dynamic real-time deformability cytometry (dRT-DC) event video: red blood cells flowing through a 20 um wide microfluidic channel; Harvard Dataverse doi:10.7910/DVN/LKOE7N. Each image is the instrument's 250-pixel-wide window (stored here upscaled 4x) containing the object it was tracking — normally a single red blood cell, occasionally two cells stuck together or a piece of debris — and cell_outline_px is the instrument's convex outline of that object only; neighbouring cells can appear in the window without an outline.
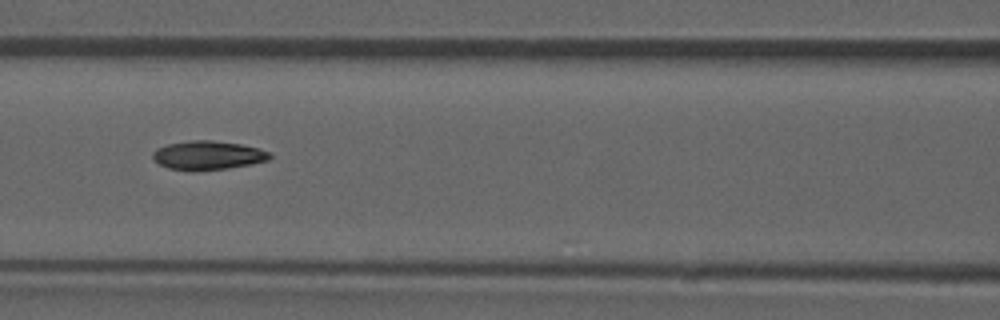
{"species": "common noctule bat (a hibernating species)", "species_latin": "Nyctalus noctula", "temperature_condition": "room temperature", "stored_images_in_passage": 52, "camera_frame_rate_fps": 3000, "um_per_image_px": 0.085, "animal": {"sex": "male", "forearm_length_mm": 52.5}, "frame": {"image": 1, "passage_image": 23, "time_ms": 7.333, "image_size_px": [1000, 320], "cell_outline_px": [[272, 156], [268, 160], [252, 164], [228, 168], [188, 172], [168, 168], [152, 160], [152, 152], [156, 148], [168, 144], [192, 140], [212, 140], [240, 144], [260, 148], [268, 152]], "centroid_in_image_um": [17.63, 13.21], "position_along_channel_um": 149.0, "area_um2": 19.94}, "authors_computed_cell_mechanics": {"area_um2": 19.7098, "velocity_mm_per_s": 3.9077, "shape_relaxation_time_tau1_ms": 5.1353, "shape_relaxation_time_tau2_ms": 3.266, "deformation_change_tau1": 0.1758, "deformation_change_tau2": 0.1051}}